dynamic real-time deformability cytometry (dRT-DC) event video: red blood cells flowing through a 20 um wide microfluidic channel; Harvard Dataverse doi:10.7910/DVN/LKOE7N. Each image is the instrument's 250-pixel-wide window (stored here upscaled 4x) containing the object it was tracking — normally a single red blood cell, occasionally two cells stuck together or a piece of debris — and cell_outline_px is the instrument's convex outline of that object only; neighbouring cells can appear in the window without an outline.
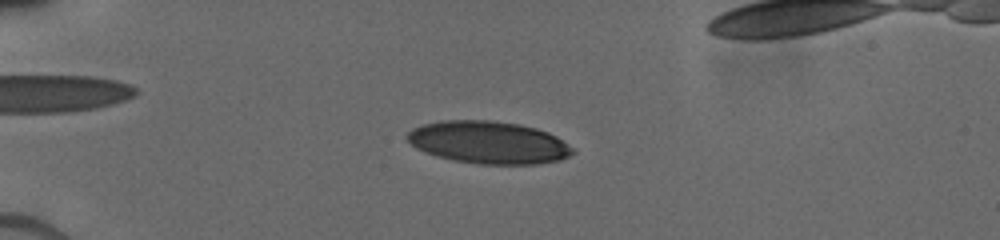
{"species": "human", "species_latin": "Homo sapiens", "temperature_condition": "cold", "stored_images_in_passage": 59, "camera_frame_rate_fps": 3000, "um_per_image_px": 0.085, "donor": {"sex": "male"}, "frame": {"image": 1, "passage_image": 15, "time_ms": 4.667, "image_size_px": [1000, 240], "cell_outline_px": [[576, 152], [560, 160], [536, 164], [480, 164], [452, 160], [436, 156], [416, 148], [404, 136], [412, 128], [420, 124], [440, 120], [492, 120], [520, 124], [536, 128], [548, 132], [556, 136], [576, 148]], "centroid_in_image_um": [41.53, 12.1], "position_along_channel_um": 43.5, "area_um2": 41.38}}
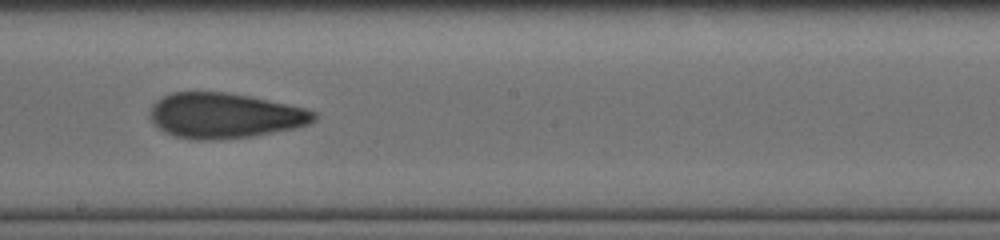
{"frame": {"image": 2, "passage_image": 35, "time_ms": 10.333, "image_size_px": [1000, 240], "cell_outline_px": [[320, 116], [316, 120], [308, 124], [292, 128], [252, 136], [212, 140], [196, 140], [176, 136], [164, 132], [148, 116], [148, 112], [152, 104], [156, 100], [172, 92], [224, 92], [252, 96], [304, 108], [316, 112]], "centroid_in_image_um": [19.08, 9.81], "position_along_channel_um": 229.1, "area_um2": 43.23}}
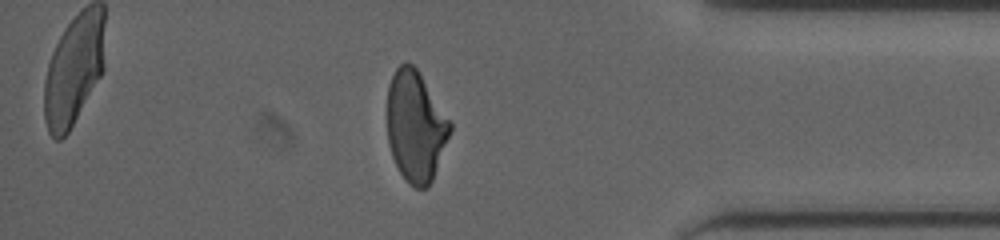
{"frame": {"image": 3, "passage_image": 52, "time_ms": 15.0, "image_size_px": [1000, 240], "cell_outline_px": [[452, 128], [432, 180], [428, 188], [416, 188], [408, 184], [400, 172], [392, 156], [388, 144], [388, 84], [396, 68], [400, 64], [408, 60], [420, 72], [452, 124]], "centroid_in_image_um": [35.32, 10.72], "position_along_channel_um": 399.9, "area_um2": 40.46}}